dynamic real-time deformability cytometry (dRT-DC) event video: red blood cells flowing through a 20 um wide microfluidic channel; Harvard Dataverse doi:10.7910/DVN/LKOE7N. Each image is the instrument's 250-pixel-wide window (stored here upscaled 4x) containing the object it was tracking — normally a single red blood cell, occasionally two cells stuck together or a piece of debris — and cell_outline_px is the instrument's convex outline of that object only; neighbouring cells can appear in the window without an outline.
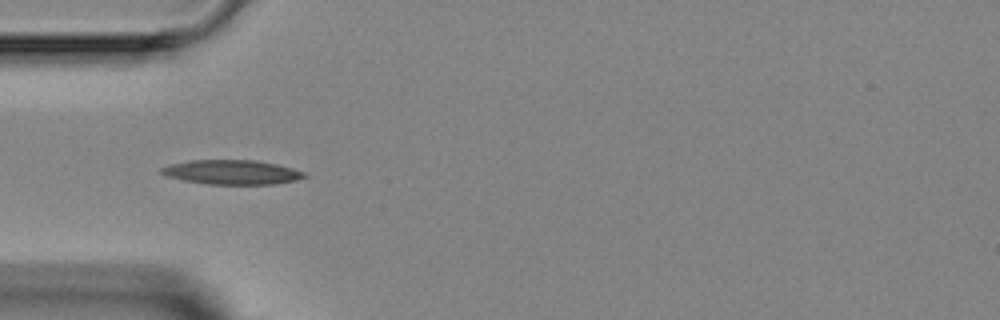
{"species": "Egyptian fruit bat (a non-hibernating species)", "species_latin": "Rousettus aegyptiacus", "temperature_condition": "room temperature", "stored_images_in_passage": 8, "camera_frame_rate_fps": 3000, "um_per_image_px": 0.085, "animal": {"sex": "female"}, "frame": {"image": 1, "passage_image": 5, "time_ms": 4.667, "image_size_px": [1000, 320], "cell_outline_px": [[308, 176], [296, 180], [276, 184], [208, 184], [184, 180], [168, 176], [160, 172], [160, 168], [172, 164], [188, 160], [256, 160], [276, 164], [308, 172]], "centroid_in_image_um": [19.77, 14.63], "position_along_channel_um": 65.2, "area_um2": 20.35}}
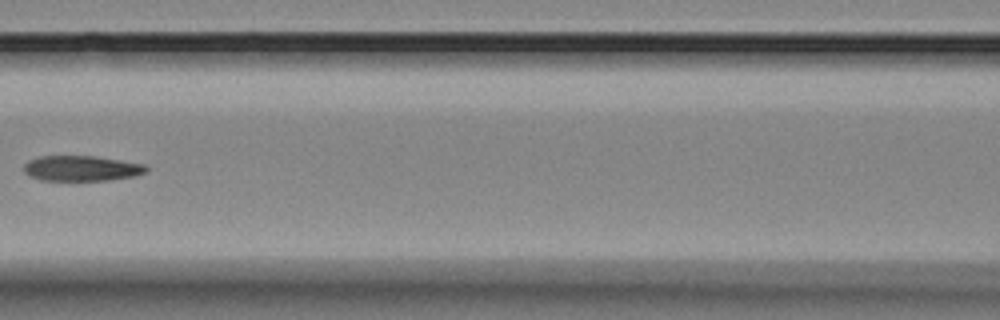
{"frame": {"image": 2, "passage_image": 7, "time_ms": 7.0, "image_size_px": [1000, 320], "cell_outline_px": [[148, 172], [136, 176], [108, 180], [40, 180], [28, 176], [24, 172], [24, 164], [28, 160], [40, 156], [96, 156], [144, 164], [148, 168]], "centroid_in_image_um": [6.93, 14.31], "position_along_channel_um": 159.7, "area_um2": 18.21}}
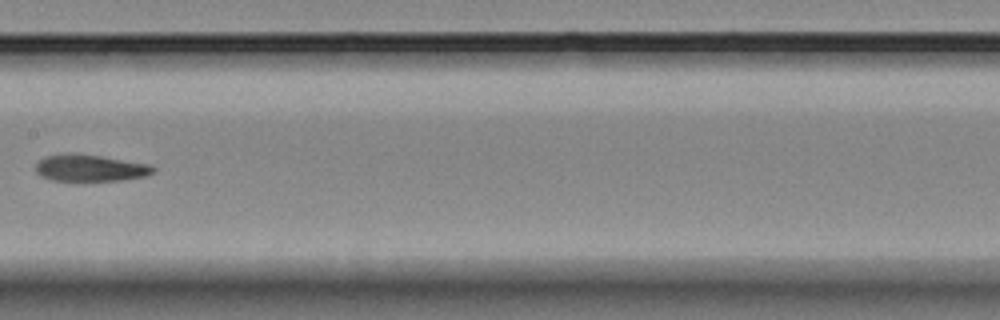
{"frame": {"image": 3, "passage_image": 8, "time_ms": 8.0, "image_size_px": [1000, 320], "cell_outline_px": [[156, 172], [148, 176], [124, 180], [52, 180], [40, 176], [36, 172], [36, 164], [44, 156], [64, 152], [76, 152], [152, 164], [156, 168]], "centroid_in_image_um": [7.7, 14.25], "position_along_channel_um": 199.7, "area_um2": 18.79}}